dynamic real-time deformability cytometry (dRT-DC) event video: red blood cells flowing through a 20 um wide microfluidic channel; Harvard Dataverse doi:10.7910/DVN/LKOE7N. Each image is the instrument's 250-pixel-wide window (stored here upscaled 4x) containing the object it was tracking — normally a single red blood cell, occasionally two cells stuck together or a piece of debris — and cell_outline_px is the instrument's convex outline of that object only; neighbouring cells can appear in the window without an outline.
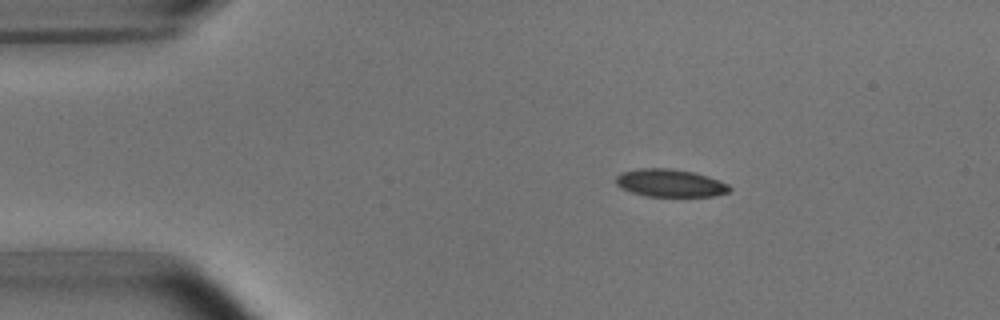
{"species": "common noctule bat (a hibernating species)", "species_latin": "Nyctalus noctula", "temperature_condition": "room temperature", "stored_images_in_passage": 4, "camera_frame_rate_fps": 3000, "um_per_image_px": 0.085, "animal": {"sex": "male", "body_mass_g": 15.6}, "frame": {"image": 1, "passage_image": 2, "time_ms": 1.333, "image_size_px": [1000, 320], "cell_outline_px": [[732, 188], [728, 192], [716, 196], [648, 196], [632, 192], [620, 188], [616, 184], [616, 176], [620, 172], [640, 168], [672, 168], [692, 172], [708, 176], [728, 184]], "centroid_in_image_um": [56.95, 15.55], "position_along_channel_um": 28.1, "area_um2": 18.38}}
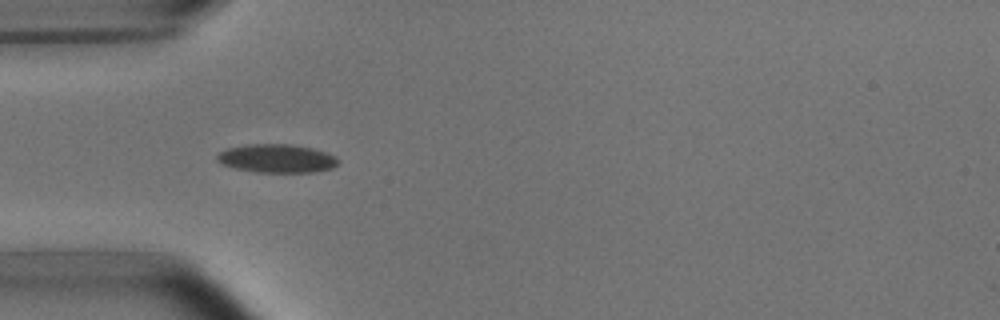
{"frame": {"image": 2, "passage_image": 4, "time_ms": 3.667, "image_size_px": [1000, 320], "cell_outline_px": [[340, 160], [332, 168], [312, 172], [256, 172], [236, 168], [220, 164], [216, 160], [216, 156], [220, 152], [228, 148], [248, 144], [292, 144], [312, 148], [336, 156]], "centroid_in_image_um": [23.51, 13.46], "position_along_channel_um": 61.5, "area_um2": 20.06}}